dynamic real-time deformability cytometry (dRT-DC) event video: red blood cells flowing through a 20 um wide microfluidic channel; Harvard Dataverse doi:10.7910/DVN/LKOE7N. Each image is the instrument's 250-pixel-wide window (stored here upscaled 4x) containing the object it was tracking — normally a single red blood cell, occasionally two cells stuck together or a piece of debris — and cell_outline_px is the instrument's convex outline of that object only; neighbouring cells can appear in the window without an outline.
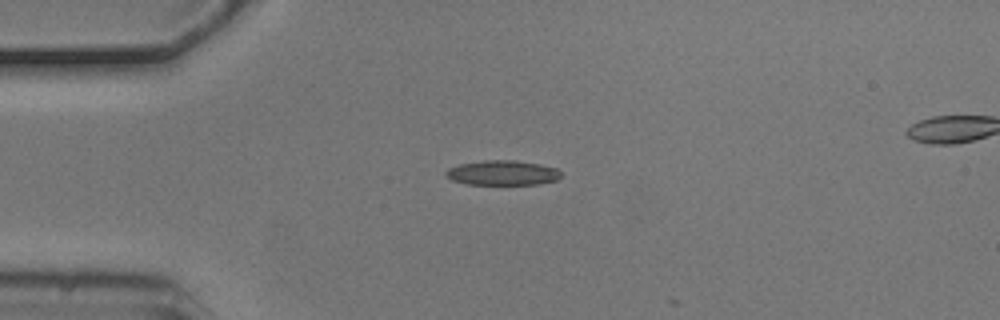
{"species": "common noctule bat (a hibernating species)", "species_latin": "Nyctalus noctula", "temperature_condition": "cold", "stored_images_in_passage": 3, "camera_frame_rate_fps": 3000, "um_per_image_px": 0.085, "animal": {"sex": "male", "body_mass_g": 20.5, "forearm_length_mm": 52.5}, "frame": {"image": 1, "passage_image": 1, "time_ms": 0.0, "image_size_px": [1000, 320], "cell_outline_px": [[560, 176], [556, 180], [540, 184], [468, 184], [452, 180], [444, 176], [444, 172], [448, 168], [460, 164], [484, 160], [516, 160], [540, 164], [556, 168], [560, 172]], "centroid_in_image_um": [42.68, 14.68], "position_along_channel_um": 42.3, "area_um2": 16.65}}